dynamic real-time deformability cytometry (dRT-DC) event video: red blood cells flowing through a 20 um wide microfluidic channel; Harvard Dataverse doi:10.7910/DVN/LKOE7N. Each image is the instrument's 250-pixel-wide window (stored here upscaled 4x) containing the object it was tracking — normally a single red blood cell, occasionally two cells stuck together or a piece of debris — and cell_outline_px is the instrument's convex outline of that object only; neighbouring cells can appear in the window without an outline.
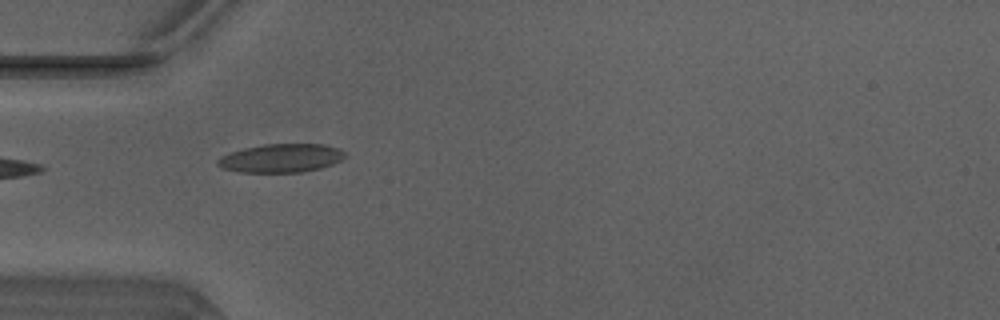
{"species": "Egyptian fruit bat (a non-hibernating species)", "species_latin": "Rousettus aegyptiacus", "temperature_condition": "warm", "stored_images_in_passage": 4, "camera_frame_rate_fps": 3000, "um_per_image_px": 0.085, "animal": {"sex": "male"}, "frame": {"image": 1, "passage_image": 1, "time_ms": 0.0, "image_size_px": [1000, 320], "cell_outline_px": [[344, 156], [340, 160], [332, 164], [320, 168], [300, 172], [240, 172], [220, 168], [216, 164], [216, 160], [220, 156], [244, 148], [264, 144], [324, 144], [340, 148], [344, 152]], "centroid_in_image_um": [23.86, 13.44], "position_along_channel_um": 61.1, "area_um2": 21.15}}